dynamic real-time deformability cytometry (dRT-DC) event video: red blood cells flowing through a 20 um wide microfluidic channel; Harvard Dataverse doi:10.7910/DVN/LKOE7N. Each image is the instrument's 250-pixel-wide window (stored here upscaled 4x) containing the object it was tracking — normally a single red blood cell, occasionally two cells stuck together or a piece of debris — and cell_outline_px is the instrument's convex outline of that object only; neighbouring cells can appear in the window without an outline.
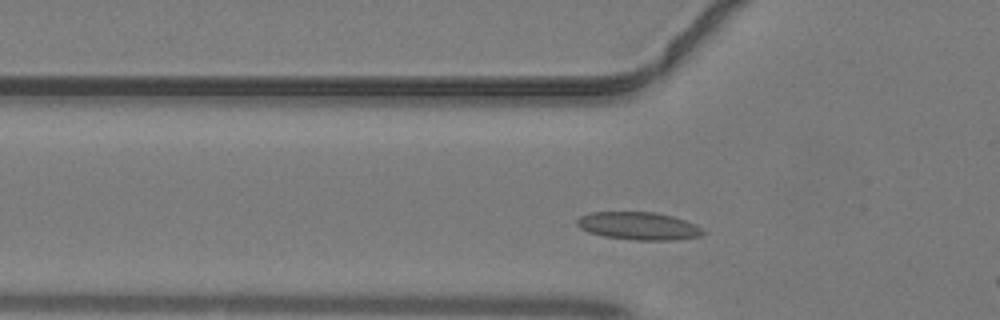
{"species": "common noctule bat (a hibernating species)", "species_latin": "Nyctalus noctula", "temperature_condition": "warm", "stored_images_in_passage": 33, "camera_frame_rate_fps": 3000, "um_per_image_px": 0.085, "animal": {"sex": "male", "body_mass_g": 19.2, "forearm_length_mm": 51.8}, "frame": {"image": 1, "passage_image": 5, "time_ms": 1.333, "image_size_px": [1000, 320], "cell_outline_px": [[704, 232], [700, 236], [676, 240], [636, 240], [604, 236], [588, 232], [580, 228], [576, 224], [576, 220], [580, 216], [592, 212], [656, 212], [672, 216], [696, 224]], "centroid_in_image_um": [54.26, 19.2], "position_along_channel_um": 71.5, "area_um2": 20.35}}
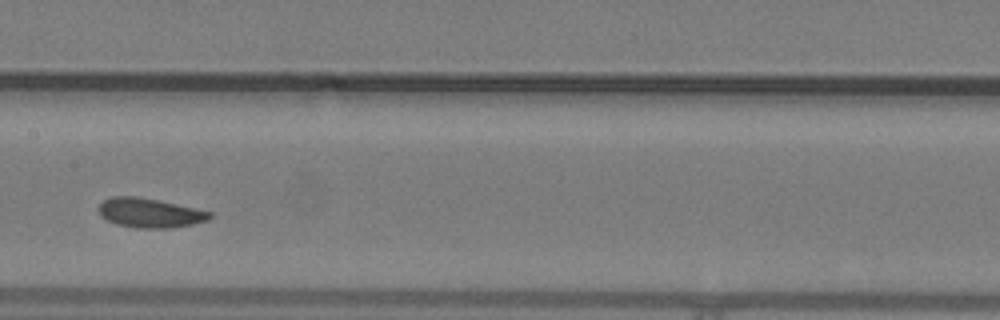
{"frame": {"image": 2, "passage_image": 13, "time_ms": 4.0, "image_size_px": [1000, 320], "cell_outline_px": [[212, 216], [208, 220], [192, 224], [168, 228], [136, 228], [116, 224], [100, 216], [100, 204], [104, 200], [112, 196], [136, 196], [156, 200], [212, 212]], "centroid_in_image_um": [12.71, 18.1], "position_along_channel_um": 194.7, "area_um2": 18.73}}
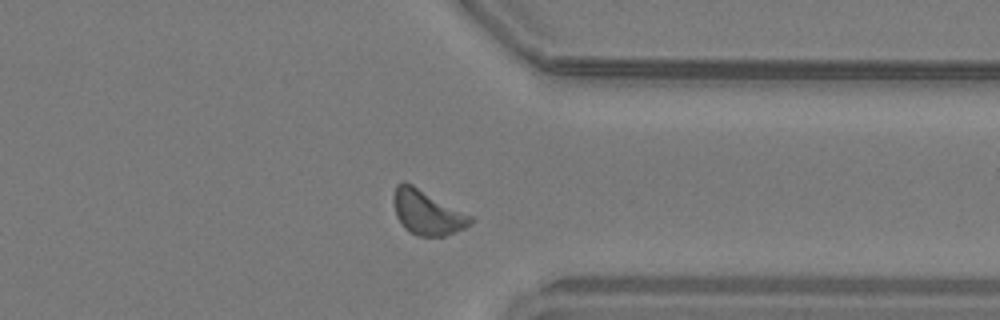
{"frame": {"image": 3, "passage_image": 25, "time_ms": 8.0, "image_size_px": [1000, 320], "cell_outline_px": [[472, 224], [464, 228], [444, 236], [416, 236], [408, 232], [404, 228], [396, 216], [396, 184], [404, 180], [412, 184], [472, 216]], "centroid_in_image_um": [36.33, 18.08], "position_along_channel_um": 375.1, "area_um2": 19.59}}